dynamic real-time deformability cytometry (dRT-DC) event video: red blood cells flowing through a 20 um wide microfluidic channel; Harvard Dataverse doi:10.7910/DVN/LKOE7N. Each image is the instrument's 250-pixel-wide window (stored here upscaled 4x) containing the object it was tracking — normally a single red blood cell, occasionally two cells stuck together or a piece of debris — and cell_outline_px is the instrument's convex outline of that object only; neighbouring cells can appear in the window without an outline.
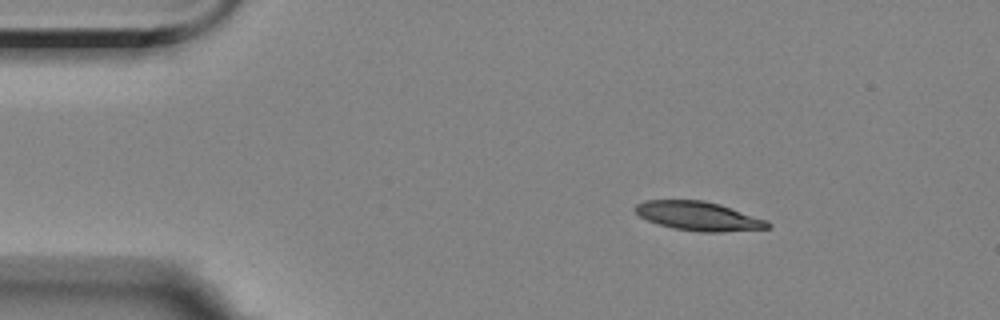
{"species": "Egyptian fruit bat (a non-hibernating species)", "species_latin": "Rousettus aegyptiacus", "temperature_condition": "room temperature", "stored_images_in_passage": 2, "camera_frame_rate_fps": 3000, "um_per_image_px": 0.085, "animal": {"sex": "female"}, "frame": {"image": 1, "passage_image": 1, "time_ms": 0.0, "image_size_px": [1000, 320], "cell_outline_px": [[772, 224], [768, 228], [720, 232], [700, 232], [672, 228], [648, 220], [640, 216], [636, 212], [636, 204], [644, 200], [704, 200], [720, 204], [768, 220]], "centroid_in_image_um": [59.4, 18.36], "position_along_channel_um": 25.6, "area_um2": 22.31}}